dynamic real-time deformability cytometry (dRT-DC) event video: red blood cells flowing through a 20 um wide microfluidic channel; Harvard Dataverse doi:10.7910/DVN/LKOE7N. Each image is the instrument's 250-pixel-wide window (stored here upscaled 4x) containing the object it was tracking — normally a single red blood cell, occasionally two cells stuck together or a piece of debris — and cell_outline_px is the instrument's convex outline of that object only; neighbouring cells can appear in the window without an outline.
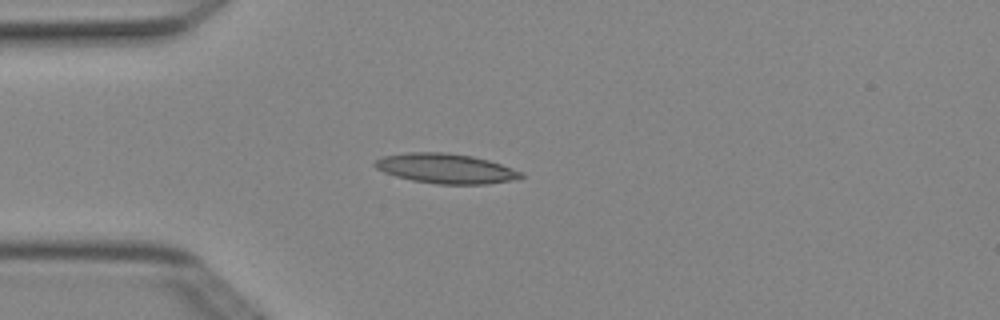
{"species": "Egyptian fruit bat (a non-hibernating species)", "species_latin": "Rousettus aegyptiacus", "temperature_condition": "cold", "stored_images_in_passage": 4, "camera_frame_rate_fps": 3000, "um_per_image_px": 0.085, "animal": {"sex": "female"}, "frame": {"image": 1, "passage_image": 4, "time_ms": 1.0, "image_size_px": [1000, 320], "cell_outline_px": [[524, 176], [520, 180], [488, 184], [436, 184], [412, 180], [396, 176], [384, 172], [376, 168], [372, 164], [376, 160], [384, 156], [408, 152], [448, 152], [472, 156], [488, 160], [524, 172]], "centroid_in_image_um": [37.95, 14.33], "position_along_channel_um": 47.1, "area_um2": 25.61}}